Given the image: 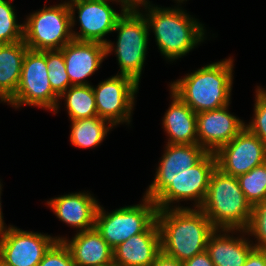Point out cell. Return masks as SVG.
Here are the masks:
<instances>
[{"label":"cell","instance_id":"ba28073f","mask_svg":"<svg viewBox=\"0 0 266 266\" xmlns=\"http://www.w3.org/2000/svg\"><path fill=\"white\" fill-rule=\"evenodd\" d=\"M143 198V204L122 207L110 213L98 206L95 228L113 249L131 236L146 231L157 220L156 204L148 197Z\"/></svg>","mask_w":266,"mask_h":266},{"label":"cell","instance_id":"5b68a950","mask_svg":"<svg viewBox=\"0 0 266 266\" xmlns=\"http://www.w3.org/2000/svg\"><path fill=\"white\" fill-rule=\"evenodd\" d=\"M216 168V156L208 152L197 164L181 176H155L145 197L154 201L158 209H169L173 201L194 199L200 208L207 194L211 173Z\"/></svg>","mask_w":266,"mask_h":266},{"label":"cell","instance_id":"603a6c76","mask_svg":"<svg viewBox=\"0 0 266 266\" xmlns=\"http://www.w3.org/2000/svg\"><path fill=\"white\" fill-rule=\"evenodd\" d=\"M71 143L80 148L98 146L113 125L99 116L71 121ZM108 125V126H107Z\"/></svg>","mask_w":266,"mask_h":266},{"label":"cell","instance_id":"9c48e42d","mask_svg":"<svg viewBox=\"0 0 266 266\" xmlns=\"http://www.w3.org/2000/svg\"><path fill=\"white\" fill-rule=\"evenodd\" d=\"M59 96L52 90L46 65V51L27 49L16 93L9 99L14 107L34 105L58 110Z\"/></svg>","mask_w":266,"mask_h":266},{"label":"cell","instance_id":"277c9868","mask_svg":"<svg viewBox=\"0 0 266 266\" xmlns=\"http://www.w3.org/2000/svg\"><path fill=\"white\" fill-rule=\"evenodd\" d=\"M144 16L166 59L174 60L186 55L204 39L203 25L179 8L162 9L150 5Z\"/></svg>","mask_w":266,"mask_h":266},{"label":"cell","instance_id":"8992f818","mask_svg":"<svg viewBox=\"0 0 266 266\" xmlns=\"http://www.w3.org/2000/svg\"><path fill=\"white\" fill-rule=\"evenodd\" d=\"M149 27L143 13L124 11L113 31H118L116 47L108 41L107 55L115 49L120 74L132 77L138 84L146 58Z\"/></svg>","mask_w":266,"mask_h":266},{"label":"cell","instance_id":"ac0fdd59","mask_svg":"<svg viewBox=\"0 0 266 266\" xmlns=\"http://www.w3.org/2000/svg\"><path fill=\"white\" fill-rule=\"evenodd\" d=\"M68 247L76 266H103L113 262V248L96 228L79 231L70 241L59 238Z\"/></svg>","mask_w":266,"mask_h":266},{"label":"cell","instance_id":"4fadbf2b","mask_svg":"<svg viewBox=\"0 0 266 266\" xmlns=\"http://www.w3.org/2000/svg\"><path fill=\"white\" fill-rule=\"evenodd\" d=\"M114 1V0H112ZM71 13V27L75 22V8L78 10L80 33L72 32L73 40L99 42L107 44L104 36L113 32L118 18L122 15L117 13L107 0H71L68 1Z\"/></svg>","mask_w":266,"mask_h":266},{"label":"cell","instance_id":"484cf974","mask_svg":"<svg viewBox=\"0 0 266 266\" xmlns=\"http://www.w3.org/2000/svg\"><path fill=\"white\" fill-rule=\"evenodd\" d=\"M46 65L52 90L60 96L71 87L63 53L60 50L46 51Z\"/></svg>","mask_w":266,"mask_h":266},{"label":"cell","instance_id":"d6986e66","mask_svg":"<svg viewBox=\"0 0 266 266\" xmlns=\"http://www.w3.org/2000/svg\"><path fill=\"white\" fill-rule=\"evenodd\" d=\"M171 94L172 103L163 117V126L170 137L168 144H197V113L175 93Z\"/></svg>","mask_w":266,"mask_h":266},{"label":"cell","instance_id":"d6a6232c","mask_svg":"<svg viewBox=\"0 0 266 266\" xmlns=\"http://www.w3.org/2000/svg\"><path fill=\"white\" fill-rule=\"evenodd\" d=\"M151 266H183V262L160 251Z\"/></svg>","mask_w":266,"mask_h":266},{"label":"cell","instance_id":"e0dca14e","mask_svg":"<svg viewBox=\"0 0 266 266\" xmlns=\"http://www.w3.org/2000/svg\"><path fill=\"white\" fill-rule=\"evenodd\" d=\"M59 220L87 231L95 228V215L99 204L88 193H71L47 201Z\"/></svg>","mask_w":266,"mask_h":266},{"label":"cell","instance_id":"7a4b0ae2","mask_svg":"<svg viewBox=\"0 0 266 266\" xmlns=\"http://www.w3.org/2000/svg\"><path fill=\"white\" fill-rule=\"evenodd\" d=\"M232 70L233 60L225 59L187 74L170 89L195 113L220 109L230 103Z\"/></svg>","mask_w":266,"mask_h":266},{"label":"cell","instance_id":"f1b7e54d","mask_svg":"<svg viewBox=\"0 0 266 266\" xmlns=\"http://www.w3.org/2000/svg\"><path fill=\"white\" fill-rule=\"evenodd\" d=\"M256 93L254 118L245 127L266 145V90L258 87Z\"/></svg>","mask_w":266,"mask_h":266},{"label":"cell","instance_id":"4316f807","mask_svg":"<svg viewBox=\"0 0 266 266\" xmlns=\"http://www.w3.org/2000/svg\"><path fill=\"white\" fill-rule=\"evenodd\" d=\"M23 40V24H17L10 1L0 0V44Z\"/></svg>","mask_w":266,"mask_h":266},{"label":"cell","instance_id":"5bb4252c","mask_svg":"<svg viewBox=\"0 0 266 266\" xmlns=\"http://www.w3.org/2000/svg\"><path fill=\"white\" fill-rule=\"evenodd\" d=\"M228 106L197 113L198 144L207 152L215 153L245 128L242 120L228 112Z\"/></svg>","mask_w":266,"mask_h":266},{"label":"cell","instance_id":"52a82bcc","mask_svg":"<svg viewBox=\"0 0 266 266\" xmlns=\"http://www.w3.org/2000/svg\"><path fill=\"white\" fill-rule=\"evenodd\" d=\"M71 13L67 2L32 13L23 24V41L28 49L60 50L73 40Z\"/></svg>","mask_w":266,"mask_h":266},{"label":"cell","instance_id":"2e32d148","mask_svg":"<svg viewBox=\"0 0 266 266\" xmlns=\"http://www.w3.org/2000/svg\"><path fill=\"white\" fill-rule=\"evenodd\" d=\"M161 251L157 220L144 232L131 236L113 249L117 266H151Z\"/></svg>","mask_w":266,"mask_h":266},{"label":"cell","instance_id":"30bf717a","mask_svg":"<svg viewBox=\"0 0 266 266\" xmlns=\"http://www.w3.org/2000/svg\"><path fill=\"white\" fill-rule=\"evenodd\" d=\"M139 84L130 76L117 74L92 86L97 114L113 126L120 122L130 123L135 94Z\"/></svg>","mask_w":266,"mask_h":266},{"label":"cell","instance_id":"d590c367","mask_svg":"<svg viewBox=\"0 0 266 266\" xmlns=\"http://www.w3.org/2000/svg\"><path fill=\"white\" fill-rule=\"evenodd\" d=\"M0 100L9 103V100L1 92H0Z\"/></svg>","mask_w":266,"mask_h":266},{"label":"cell","instance_id":"8d00e7d4","mask_svg":"<svg viewBox=\"0 0 266 266\" xmlns=\"http://www.w3.org/2000/svg\"><path fill=\"white\" fill-rule=\"evenodd\" d=\"M103 266H117V265L114 262H112V263H109V264L103 265Z\"/></svg>","mask_w":266,"mask_h":266},{"label":"cell","instance_id":"6da1fadb","mask_svg":"<svg viewBox=\"0 0 266 266\" xmlns=\"http://www.w3.org/2000/svg\"><path fill=\"white\" fill-rule=\"evenodd\" d=\"M157 224L161 251L181 262L205 251L215 230L200 208L158 209Z\"/></svg>","mask_w":266,"mask_h":266},{"label":"cell","instance_id":"ffe728a7","mask_svg":"<svg viewBox=\"0 0 266 266\" xmlns=\"http://www.w3.org/2000/svg\"><path fill=\"white\" fill-rule=\"evenodd\" d=\"M218 232H220L219 229H215L211 233L206 247L214 265L243 266L249 253L255 248L254 245L244 237L234 238L226 233L218 235Z\"/></svg>","mask_w":266,"mask_h":266},{"label":"cell","instance_id":"7402d4cb","mask_svg":"<svg viewBox=\"0 0 266 266\" xmlns=\"http://www.w3.org/2000/svg\"><path fill=\"white\" fill-rule=\"evenodd\" d=\"M208 152L197 144H167L156 176H181Z\"/></svg>","mask_w":266,"mask_h":266},{"label":"cell","instance_id":"9a60e30c","mask_svg":"<svg viewBox=\"0 0 266 266\" xmlns=\"http://www.w3.org/2000/svg\"><path fill=\"white\" fill-rule=\"evenodd\" d=\"M60 51L72 86L90 85L84 79L94 74L107 57L106 45L99 42L72 40Z\"/></svg>","mask_w":266,"mask_h":266},{"label":"cell","instance_id":"836d02e7","mask_svg":"<svg viewBox=\"0 0 266 266\" xmlns=\"http://www.w3.org/2000/svg\"><path fill=\"white\" fill-rule=\"evenodd\" d=\"M121 3V11H139L138 6L143 5L147 9L150 4L147 0H115ZM149 4V5H148Z\"/></svg>","mask_w":266,"mask_h":266},{"label":"cell","instance_id":"83f0119b","mask_svg":"<svg viewBox=\"0 0 266 266\" xmlns=\"http://www.w3.org/2000/svg\"><path fill=\"white\" fill-rule=\"evenodd\" d=\"M242 233H249L257 238V249H266V199L252 206L250 223Z\"/></svg>","mask_w":266,"mask_h":266},{"label":"cell","instance_id":"7c38bea8","mask_svg":"<svg viewBox=\"0 0 266 266\" xmlns=\"http://www.w3.org/2000/svg\"><path fill=\"white\" fill-rule=\"evenodd\" d=\"M216 167L238 177L266 162V145L246 127L216 152Z\"/></svg>","mask_w":266,"mask_h":266},{"label":"cell","instance_id":"4dcf8cb0","mask_svg":"<svg viewBox=\"0 0 266 266\" xmlns=\"http://www.w3.org/2000/svg\"><path fill=\"white\" fill-rule=\"evenodd\" d=\"M243 266H266V249L254 248Z\"/></svg>","mask_w":266,"mask_h":266},{"label":"cell","instance_id":"d4e9b609","mask_svg":"<svg viewBox=\"0 0 266 266\" xmlns=\"http://www.w3.org/2000/svg\"><path fill=\"white\" fill-rule=\"evenodd\" d=\"M237 178L240 188L251 206L266 199V162Z\"/></svg>","mask_w":266,"mask_h":266},{"label":"cell","instance_id":"1f68e13d","mask_svg":"<svg viewBox=\"0 0 266 266\" xmlns=\"http://www.w3.org/2000/svg\"><path fill=\"white\" fill-rule=\"evenodd\" d=\"M183 266H215L210 259L208 252L205 250L199 254H196L191 259L183 262Z\"/></svg>","mask_w":266,"mask_h":266},{"label":"cell","instance_id":"8fae6325","mask_svg":"<svg viewBox=\"0 0 266 266\" xmlns=\"http://www.w3.org/2000/svg\"><path fill=\"white\" fill-rule=\"evenodd\" d=\"M59 238L10 225L0 233V261L5 266H38L45 252Z\"/></svg>","mask_w":266,"mask_h":266},{"label":"cell","instance_id":"f546056e","mask_svg":"<svg viewBox=\"0 0 266 266\" xmlns=\"http://www.w3.org/2000/svg\"><path fill=\"white\" fill-rule=\"evenodd\" d=\"M38 266H76L68 247L62 240H56L45 252Z\"/></svg>","mask_w":266,"mask_h":266},{"label":"cell","instance_id":"cb8c5ba5","mask_svg":"<svg viewBox=\"0 0 266 266\" xmlns=\"http://www.w3.org/2000/svg\"><path fill=\"white\" fill-rule=\"evenodd\" d=\"M60 97L66 99L71 121L98 116L95 94L91 85L71 86Z\"/></svg>","mask_w":266,"mask_h":266},{"label":"cell","instance_id":"3957f363","mask_svg":"<svg viewBox=\"0 0 266 266\" xmlns=\"http://www.w3.org/2000/svg\"><path fill=\"white\" fill-rule=\"evenodd\" d=\"M200 209L215 229L227 234L234 230H246L252 213V206L246 200L238 178L223 173L217 167L211 173Z\"/></svg>","mask_w":266,"mask_h":266},{"label":"cell","instance_id":"e575fe53","mask_svg":"<svg viewBox=\"0 0 266 266\" xmlns=\"http://www.w3.org/2000/svg\"><path fill=\"white\" fill-rule=\"evenodd\" d=\"M1 184H0V196H1ZM1 198V197H0ZM3 216H2V211H1V202H0V233L4 232L7 228H5L4 226V222H3Z\"/></svg>","mask_w":266,"mask_h":266},{"label":"cell","instance_id":"44dd1931","mask_svg":"<svg viewBox=\"0 0 266 266\" xmlns=\"http://www.w3.org/2000/svg\"><path fill=\"white\" fill-rule=\"evenodd\" d=\"M27 49L23 40L0 44V92L8 100L17 91Z\"/></svg>","mask_w":266,"mask_h":266}]
</instances>
